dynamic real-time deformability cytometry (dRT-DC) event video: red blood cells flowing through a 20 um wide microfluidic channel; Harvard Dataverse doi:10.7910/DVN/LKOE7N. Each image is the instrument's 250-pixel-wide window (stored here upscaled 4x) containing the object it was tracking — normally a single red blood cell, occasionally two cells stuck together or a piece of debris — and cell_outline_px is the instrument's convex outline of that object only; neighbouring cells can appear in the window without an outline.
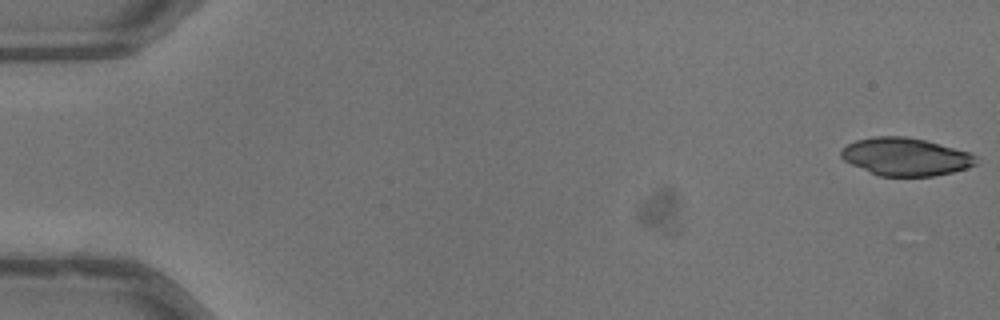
{"species": "common noctule bat (a hibernating species)", "species_latin": "Nyctalus noctula", "temperature_condition": "warm", "stored_images_in_passage": 52, "camera_frame_rate_fps": 3000, "um_per_image_px": 0.085, "animal": {"sex": "male", "body_mass_g": 13.3}, "frame": {"image": 1, "passage_image": 1, "time_ms": 0.0, "image_size_px": [1000, 320], "cell_outline_px": [[976, 164], [952, 172], [932, 176], [880, 176], [852, 164], [844, 160], [840, 156], [840, 148], [856, 140], [872, 136], [904, 136], [924, 140], [968, 152], [976, 156]], "centroid_in_image_um": [76.93, 13.31], "position_along_channel_um": 8.1, "area_um2": 29.42}}
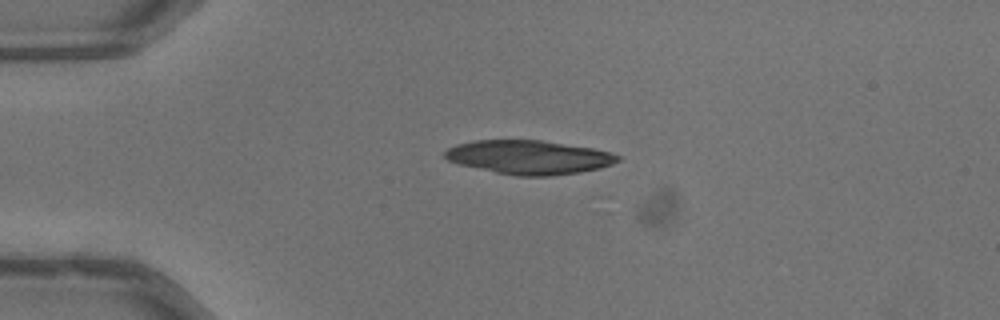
{"frame": {"image": 2, "passage_image": 13, "time_ms": 4.0, "image_size_px": [1000, 320], "cell_outline_px": [[620, 160], [612, 164], [600, 168], [580, 172], [552, 176], [516, 176], [496, 172], [460, 164], [448, 160], [444, 156], [444, 152], [448, 148], [456, 144], [476, 140], [540, 140], [592, 148], [612, 152], [620, 156]], "centroid_in_image_um": [44.98, 13.36], "position_along_channel_um": 40.0, "area_um2": 34.04}}